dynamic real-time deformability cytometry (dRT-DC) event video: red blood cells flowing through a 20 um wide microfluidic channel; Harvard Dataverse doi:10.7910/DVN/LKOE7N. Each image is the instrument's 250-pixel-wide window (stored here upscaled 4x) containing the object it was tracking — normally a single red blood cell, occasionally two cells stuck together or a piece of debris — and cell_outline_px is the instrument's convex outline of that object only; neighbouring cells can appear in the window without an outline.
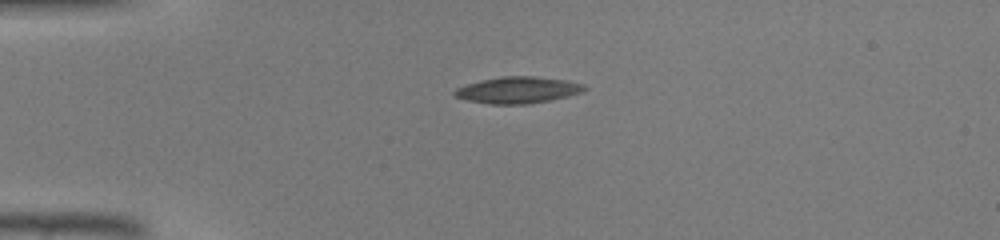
{"species": "common noctule bat (a hibernating species)", "species_latin": "Nyctalus noctula", "temperature_condition": "warm", "stored_images_in_passage": 35, "camera_frame_rate_fps": 3000, "um_per_image_px": 0.085, "animal": {"sex": "male", "body_mass_g": 19.0, "forearm_length_mm": 50.8}, "frame": {"image": 1, "passage_image": 1, "time_ms": 0.0, "image_size_px": [1000, 240], "cell_outline_px": [[588, 88], [584, 92], [568, 96], [548, 100], [524, 104], [492, 104], [468, 100], [456, 96], [452, 92], [456, 88], [480, 80], [500, 76], [536, 76], [568, 80], [584, 84]], "centroid_in_image_um": [44.06, 7.63], "position_along_channel_um": 40.9, "area_um2": 20.06}}
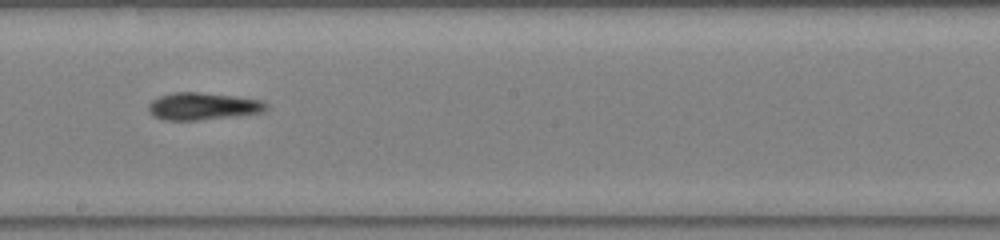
{"frame": {"image": 2, "passage_image": 16, "time_ms": 5.0, "image_size_px": [1000, 240], "cell_outline_px": [[268, 108], [264, 112], [196, 120], [164, 120], [152, 116], [148, 112], [148, 104], [152, 100], [160, 96], [172, 92], [200, 92], [264, 100], [268, 104]], "centroid_in_image_um": [17.22, 9.02], "position_along_channel_um": 231.0, "area_um2": 18.73}}
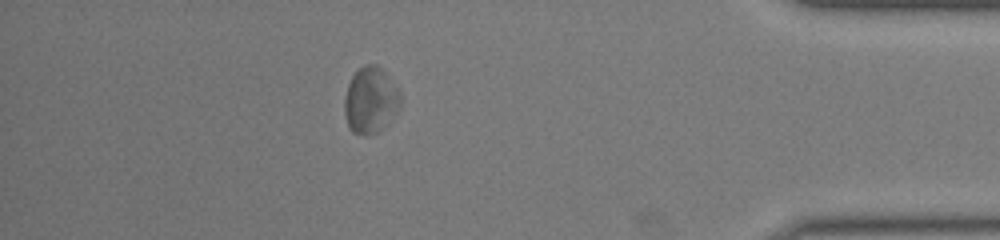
{"frame": {"image": 3, "passage_image": 30, "time_ms": 9.667, "image_size_px": [1000, 240], "cell_outline_px": [[400, 108], [384, 128], [376, 132], [364, 136], [352, 132], [348, 128], [344, 112], [344, 100], [348, 84], [352, 76], [364, 64], [376, 64], [380, 68], [400, 92]], "centroid_in_image_um": [31.47, 8.56], "position_along_channel_um": 403.7, "area_um2": 21.56}}